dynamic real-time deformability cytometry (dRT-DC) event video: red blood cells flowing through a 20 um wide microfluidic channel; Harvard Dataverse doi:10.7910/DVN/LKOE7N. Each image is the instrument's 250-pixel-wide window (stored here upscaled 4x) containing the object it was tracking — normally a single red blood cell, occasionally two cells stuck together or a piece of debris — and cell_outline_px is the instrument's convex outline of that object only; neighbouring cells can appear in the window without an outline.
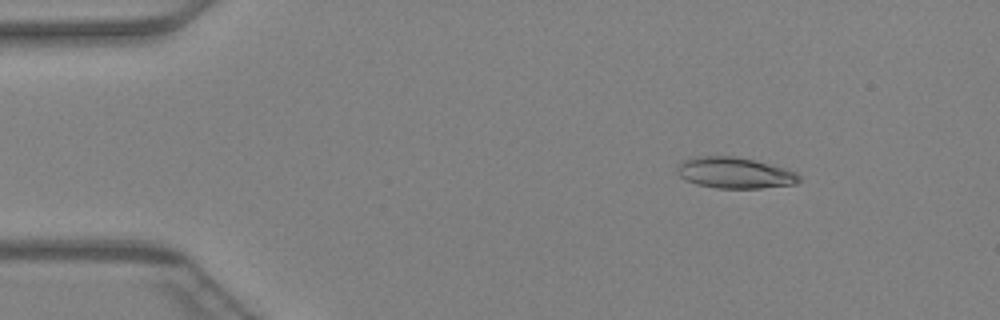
{"species": "Egyptian fruit bat (a non-hibernating species)", "species_latin": "Rousettus aegyptiacus", "temperature_condition": "warm", "stored_images_in_passage": 48, "segment_of_instrument_passage": [1, 2], "camera_frame_rate_fps": 3000, "um_per_image_px": 0.085, "animal": {"sex": "female"}, "frame": {"image": 1, "passage_image": 7, "time_ms": 2.0, "image_size_px": [1000, 320], "cell_outline_px": [[800, 180], [796, 184], [760, 188], [716, 188], [696, 184], [680, 176], [676, 172], [676, 168], [684, 160], [696, 156], [736, 156], [784, 168], [796, 172], [800, 176]], "centroid_in_image_um": [62.44, 14.69], "position_along_channel_um": 22.6, "area_um2": 21.91}}
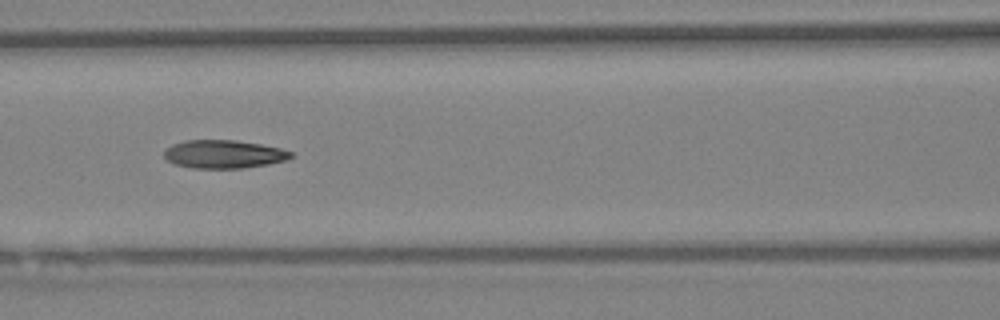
{"frame": {"image": 2, "passage_image": 21, "time_ms": 6.667, "image_size_px": [1000, 320], "cell_outline_px": [[292, 156], [284, 160], [268, 164], [244, 168], [192, 168], [176, 164], [168, 160], [164, 156], [164, 152], [172, 144], [184, 140], [236, 140], [260, 144], [280, 148], [292, 152]], "centroid_in_image_um": [19.01, 13.1], "position_along_channel_um": 147.6, "area_um2": 20.69}}
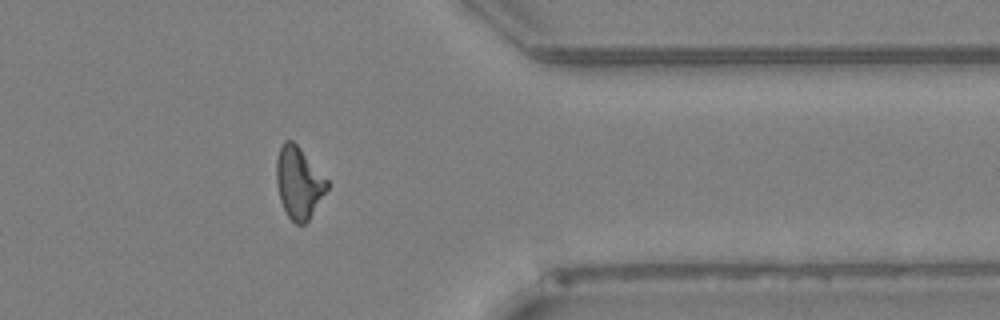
{"frame": {"image": 3, "passage_image": 38, "time_ms": 12.333, "image_size_px": [1000, 320], "cell_outline_px": [[328, 188], [308, 220], [304, 224], [296, 224], [288, 216], [280, 200], [276, 180], [276, 160], [280, 144], [284, 140], [292, 140], [300, 148], [328, 180]], "centroid_in_image_um": [25.37, 15.5], "position_along_channel_um": 386.0, "area_um2": 20.98}}